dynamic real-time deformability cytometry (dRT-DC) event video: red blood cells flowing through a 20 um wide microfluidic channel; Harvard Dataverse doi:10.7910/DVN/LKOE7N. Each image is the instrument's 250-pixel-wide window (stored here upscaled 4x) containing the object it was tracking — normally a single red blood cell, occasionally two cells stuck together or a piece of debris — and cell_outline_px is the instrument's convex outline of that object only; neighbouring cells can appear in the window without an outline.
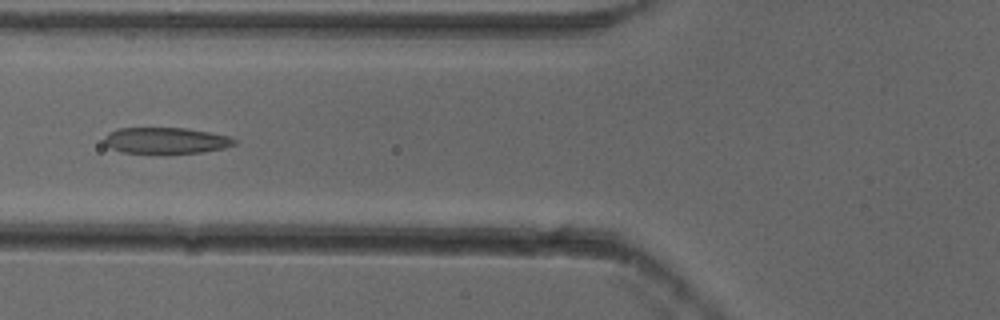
{"species": "common noctule bat (a hibernating species)", "species_latin": "Nyctalus noctula", "temperature_condition": "cold", "stored_images_in_passage": 27, "camera_frame_rate_fps": 3000, "um_per_image_px": 0.085, "animal": {"sex": "female"}, "frame": {"image": 1, "passage_image": 12, "time_ms": 3.667, "image_size_px": [1000, 320], "cell_outline_px": [[236, 144], [224, 148], [204, 152], [124, 152], [112, 148], [104, 140], [104, 136], [108, 132], [116, 128], [184, 128], [208, 132], [228, 136], [236, 140]], "centroid_in_image_um": [14.11, 11.92], "position_along_channel_um": 111.7, "area_um2": 19.36}}